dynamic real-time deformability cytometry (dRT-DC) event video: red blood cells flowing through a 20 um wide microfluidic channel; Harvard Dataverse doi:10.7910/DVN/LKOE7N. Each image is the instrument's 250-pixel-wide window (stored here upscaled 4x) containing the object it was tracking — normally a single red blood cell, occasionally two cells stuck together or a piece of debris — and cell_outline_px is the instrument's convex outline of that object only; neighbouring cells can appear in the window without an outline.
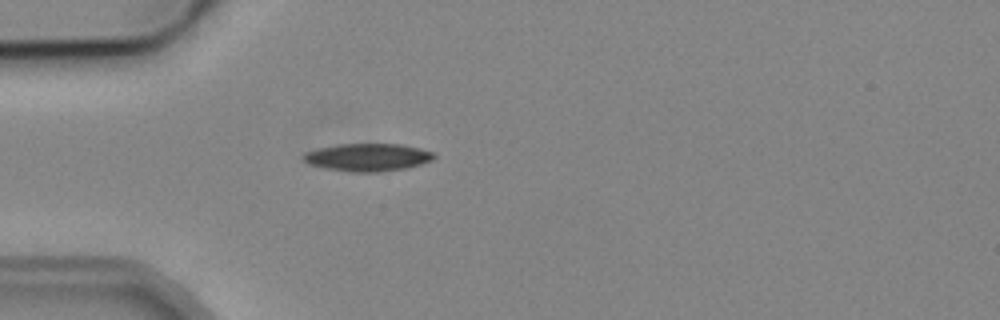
{"species": "common noctule bat (a hibernating species)", "species_latin": "Nyctalus noctula", "temperature_condition": "cold", "stored_images_in_passage": 2, "camera_frame_rate_fps": 3000, "um_per_image_px": 0.085, "animal": {"sex": "male", "body_mass_g": 19.2, "forearm_length_mm": 51.8}, "frame": {"image": 1, "passage_image": 2, "time_ms": 4.0, "image_size_px": [1000, 320], "cell_outline_px": [[436, 156], [432, 160], [420, 164], [404, 168], [380, 172], [352, 172], [328, 168], [308, 164], [304, 160], [304, 152], [320, 148], [340, 144], [400, 144], [420, 148], [432, 152]], "centroid_in_image_um": [31.27, 13.37], "position_along_channel_um": 53.7, "area_um2": 20.81}}